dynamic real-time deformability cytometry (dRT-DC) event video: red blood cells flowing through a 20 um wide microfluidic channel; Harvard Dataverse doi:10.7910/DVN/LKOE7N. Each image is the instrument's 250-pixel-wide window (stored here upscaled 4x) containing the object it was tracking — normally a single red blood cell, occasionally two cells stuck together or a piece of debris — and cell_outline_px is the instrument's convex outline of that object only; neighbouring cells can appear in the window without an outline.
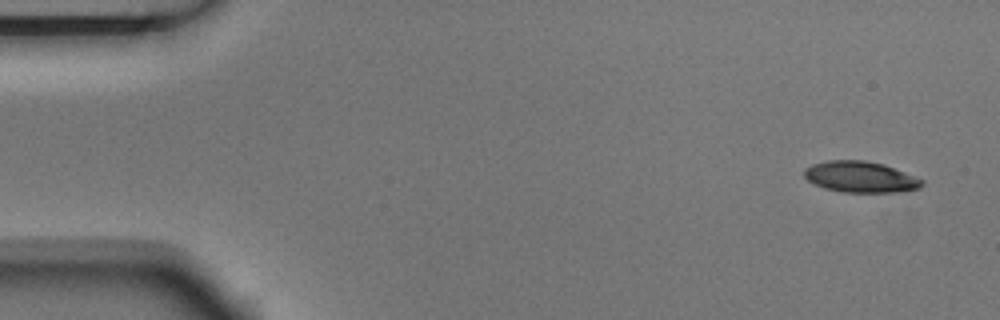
{"species": "Egyptian fruit bat (a non-hibernating species)", "species_latin": "Rousettus aegyptiacus", "temperature_condition": "room temperature", "stored_images_in_passage": 7, "camera_frame_rate_fps": 3000, "um_per_image_px": 0.085, "animal": {"sex": "male"}, "frame": {"image": 1, "passage_image": 1, "time_ms": 0.0, "image_size_px": [1000, 320], "cell_outline_px": [[924, 184], [920, 188], [896, 192], [844, 192], [824, 188], [808, 180], [804, 176], [804, 168], [812, 164], [828, 160], [864, 160], [884, 164], [924, 180]], "centroid_in_image_um": [73.14, 15.03], "position_along_channel_um": 11.9, "area_um2": 21.27}}
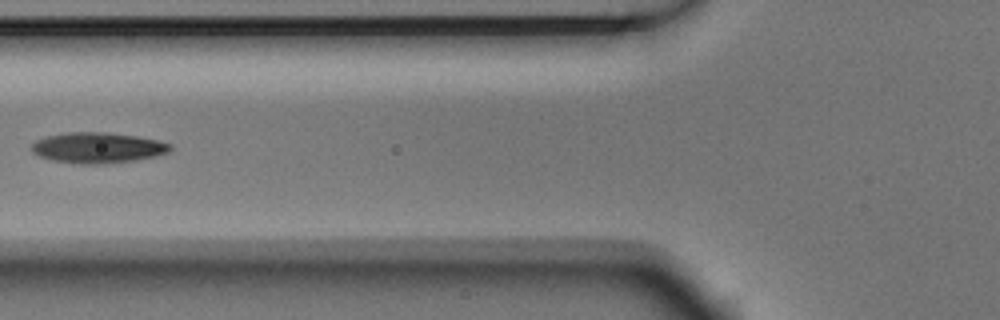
{"frame": {"image": 2, "passage_image": 6, "time_ms": 1.667, "image_size_px": [1000, 320], "cell_outline_px": [[172, 148], [168, 152], [136, 160], [100, 164], [80, 164], [52, 160], [40, 156], [32, 152], [32, 144], [36, 140], [48, 136], [68, 132], [108, 132], [136, 136], [156, 140], [172, 144]], "centroid_in_image_um": [8.29, 12.55], "position_along_channel_um": 117.5, "area_um2": 24.57}}
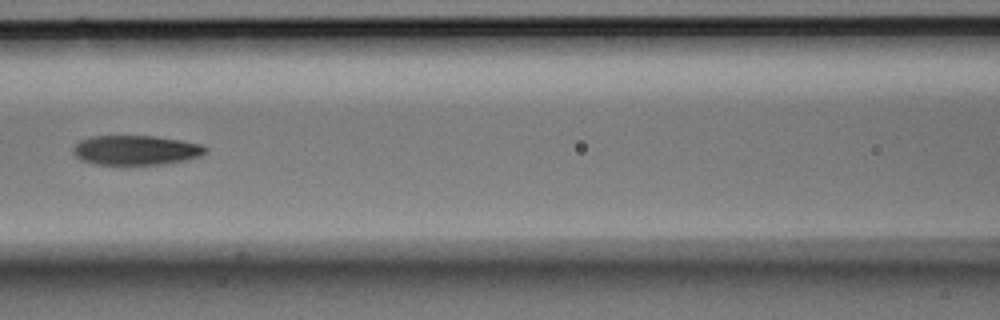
{"frame": {"image": 3, "passage_image": 7, "time_ms": 2.0, "image_size_px": [1000, 320], "cell_outline_px": [[208, 148], [200, 156], [184, 160], [164, 164], [96, 164], [80, 160], [72, 152], [72, 148], [80, 140], [92, 136], [152, 136], [180, 140], [200, 144]], "centroid_in_image_um": [11.51, 12.76], "position_along_channel_um": 155.1, "area_um2": 22.66}}